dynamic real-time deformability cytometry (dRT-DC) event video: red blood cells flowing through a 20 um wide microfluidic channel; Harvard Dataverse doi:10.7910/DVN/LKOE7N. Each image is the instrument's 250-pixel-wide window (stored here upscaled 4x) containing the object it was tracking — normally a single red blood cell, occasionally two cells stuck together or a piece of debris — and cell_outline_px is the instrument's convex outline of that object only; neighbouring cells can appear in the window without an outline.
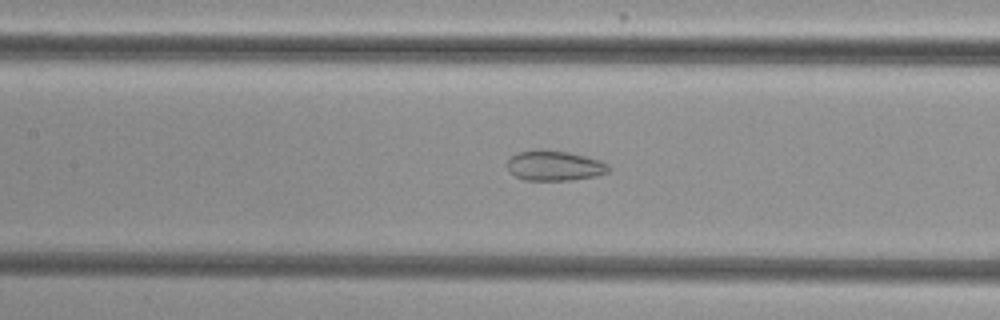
{"species": "common noctule bat (a hibernating species)", "species_latin": "Nyctalus noctula", "temperature_condition": "cold", "stored_images_in_passage": 53, "camera_frame_rate_fps": 3000, "um_per_image_px": 0.085, "animal": {"sex": "female", "body_mass_g": 29.2, "forearm_length_mm": 56.3}, "frame": {"image": 1, "passage_image": 25, "time_ms": 8.0, "image_size_px": [1000, 320], "cell_outline_px": [[612, 168], [608, 172], [596, 176], [572, 180], [524, 180], [516, 176], [508, 168], [508, 160], [516, 152], [536, 148], [544, 148], [568, 152], [600, 160], [608, 164]], "centroid_in_image_um": [47.14, 14.06], "position_along_channel_um": 160.3, "area_um2": 18.03}}
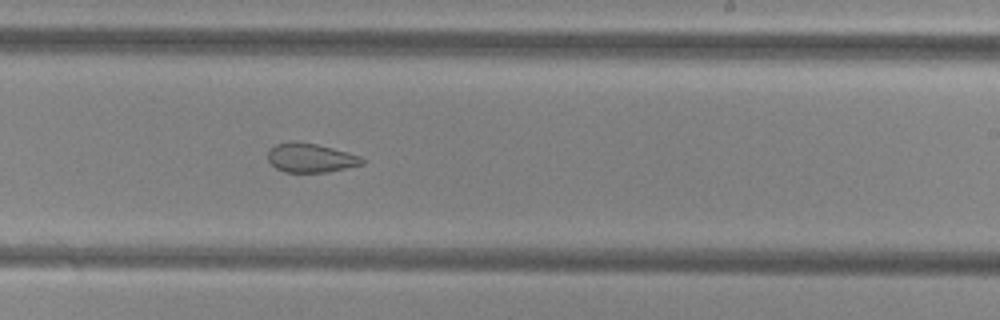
{"frame": {"image": 2, "passage_image": 33, "time_ms": 10.667, "image_size_px": [1000, 320], "cell_outline_px": [[364, 164], [328, 172], [284, 172], [276, 168], [268, 160], [268, 152], [276, 144], [292, 140], [296, 140], [316, 144], [332, 148], [360, 156], [364, 160]], "centroid_in_image_um": [26.39, 13.41], "position_along_channel_um": 262.6, "area_um2": 15.95}}
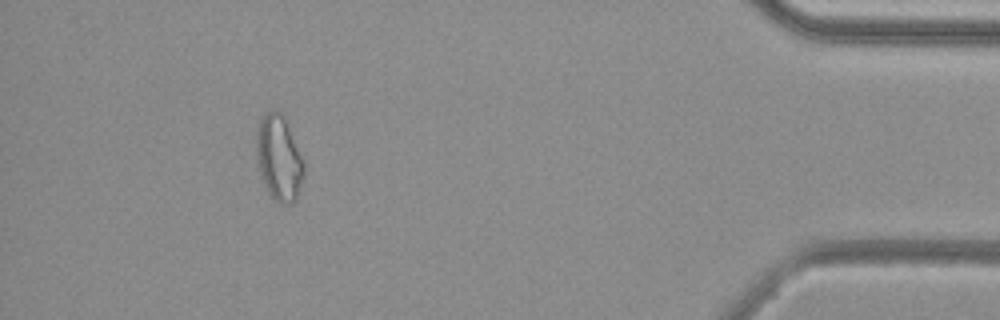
{"frame": {"image": 3, "passage_image": 49, "time_ms": 16.0, "image_size_px": [1000, 320], "cell_outline_px": [[304, 176], [296, 200], [292, 204], [280, 204], [268, 192], [260, 176], [256, 160], [256, 128], [264, 112], [272, 108], [284, 112], [288, 120], [304, 160]], "centroid_in_image_um": [23.71, 13.35], "position_along_channel_um": 411.5, "area_um2": 24.68}, "authors_computed_cell_mechanics": {"area_um2": 22.0796, "velocity_mm_per_s": 3.8452, "shape_relaxation_time_tau1_ms": null, "shape_relaxation_time_tau2_ms": 1.6546, "deformation_change_tau1": null, "deformation_change_tau2": 0.0794}}